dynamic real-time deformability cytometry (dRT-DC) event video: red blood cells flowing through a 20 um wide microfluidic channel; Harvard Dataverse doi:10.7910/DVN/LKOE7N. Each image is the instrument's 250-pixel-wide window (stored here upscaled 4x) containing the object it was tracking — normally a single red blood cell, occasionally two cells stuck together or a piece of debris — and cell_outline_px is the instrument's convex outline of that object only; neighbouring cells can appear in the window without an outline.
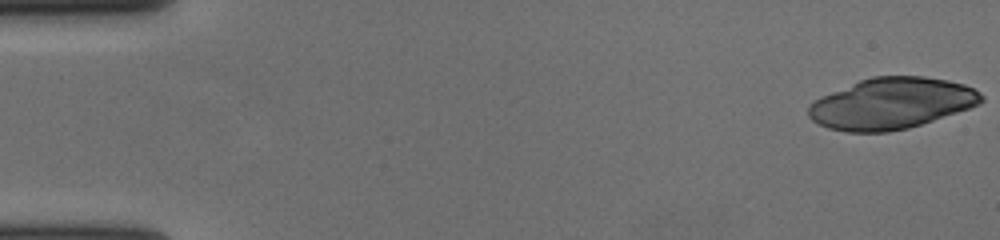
{"species": "human", "species_latin": "Homo sapiens", "temperature_condition": "cold", "stored_images_in_passage": 28, "segment_of_instrument_passage": [1, 2], "camera_frame_rate_fps": 3000, "um_per_image_px": 0.085, "donor": {"sex": "female"}, "frame": {"image": 1, "passage_image": 1, "time_ms": 0.0, "image_size_px": [1000, 240], "cell_outline_px": [[984, 100], [968, 108], [908, 128], [888, 132], [844, 132], [828, 128], [812, 120], [808, 116], [808, 108], [816, 100], [824, 96], [860, 80], [872, 76], [924, 76], [948, 80], [964, 84], [980, 92], [984, 96]], "centroid_in_image_um": [75.78, 8.79], "position_along_channel_um": 9.2, "area_um2": 50.92}}
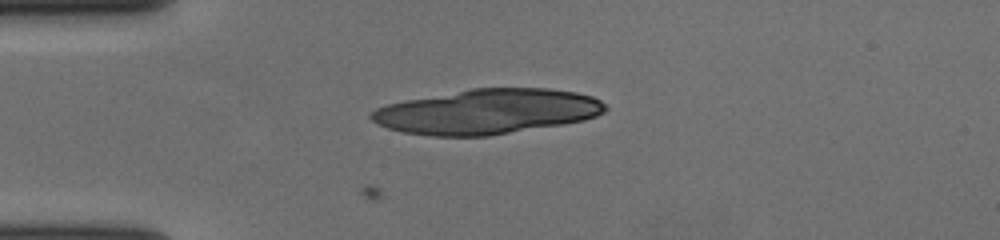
{"frame": {"image": 2, "passage_image": 15, "time_ms": 4.667, "image_size_px": [1000, 240], "cell_outline_px": [[608, 108], [604, 112], [596, 116], [584, 120], [564, 124], [488, 136], [432, 136], [400, 132], [388, 128], [372, 120], [368, 116], [376, 108], [388, 104], [408, 100], [472, 88], [548, 88], [576, 92], [592, 96], [600, 100]], "centroid_in_image_um": [41.44, 9.49], "position_along_channel_um": 43.6, "area_um2": 61.09}}